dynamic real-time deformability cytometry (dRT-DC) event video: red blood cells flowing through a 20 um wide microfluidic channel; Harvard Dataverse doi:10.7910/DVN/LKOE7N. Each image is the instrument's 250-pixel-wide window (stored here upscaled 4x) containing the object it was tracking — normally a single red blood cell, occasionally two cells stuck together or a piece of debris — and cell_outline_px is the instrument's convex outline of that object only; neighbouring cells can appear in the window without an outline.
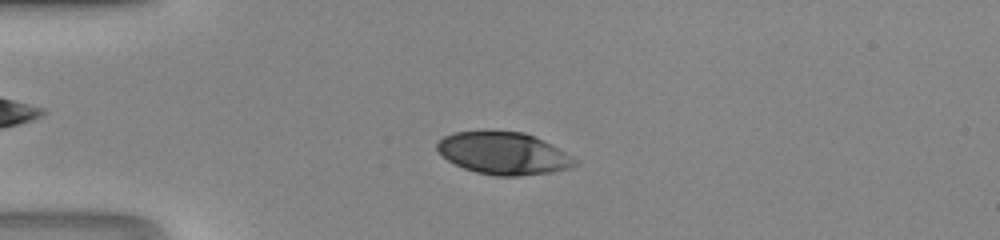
{"species": "human", "species_latin": "Homo sapiens", "temperature_condition": "room temperature", "stored_images_in_passage": 46, "camera_frame_rate_fps": 3000, "um_per_image_px": 0.085, "donor": {"sex": "male"}, "frame": {"image": 1, "passage_image": 11, "time_ms": 3.333, "image_size_px": [1000, 240], "cell_outline_px": [[576, 164], [568, 168], [552, 172], [520, 176], [496, 176], [476, 172], [464, 168], [448, 160], [436, 148], [436, 144], [444, 136], [456, 132], [524, 132], [564, 152], [576, 160]], "centroid_in_image_um": [42.77, 13.05], "position_along_channel_um": 42.2, "area_um2": 33.06}}
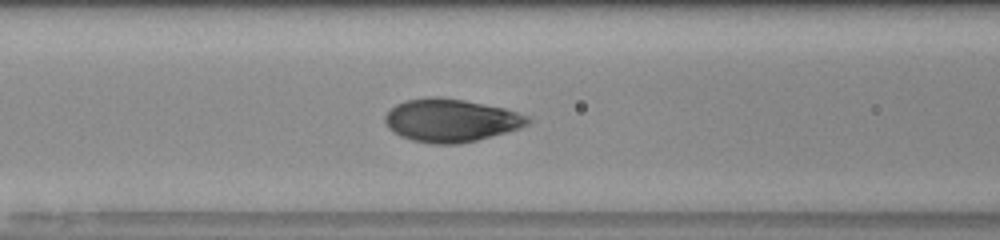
{"frame": {"image": 2, "passage_image": 19, "time_ms": 6.0, "image_size_px": [1000, 240], "cell_outline_px": [[532, 120], [528, 124], [520, 128], [476, 140], [460, 144], [432, 144], [412, 140], [400, 136], [388, 128], [384, 120], [384, 116], [396, 104], [404, 100], [424, 96], [440, 96], [464, 100], [504, 108], [532, 116]], "centroid_in_image_um": [38.32, 10.22], "position_along_channel_um": 128.3, "area_um2": 36.07}}
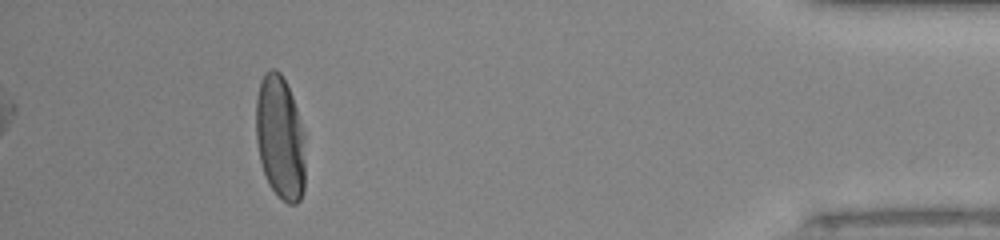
{"frame": {"image": 3, "passage_image": 42, "time_ms": 13.667, "image_size_px": [1000, 240], "cell_outline_px": [[304, 192], [300, 200], [296, 204], [288, 204], [280, 200], [276, 196], [268, 184], [260, 160], [256, 140], [256, 100], [260, 80], [264, 72], [268, 68], [276, 68], [280, 72], [292, 96], [304, 132]], "centroid_in_image_um": [23.8, 11.72], "position_along_channel_um": 411.4, "area_um2": 36.01}}